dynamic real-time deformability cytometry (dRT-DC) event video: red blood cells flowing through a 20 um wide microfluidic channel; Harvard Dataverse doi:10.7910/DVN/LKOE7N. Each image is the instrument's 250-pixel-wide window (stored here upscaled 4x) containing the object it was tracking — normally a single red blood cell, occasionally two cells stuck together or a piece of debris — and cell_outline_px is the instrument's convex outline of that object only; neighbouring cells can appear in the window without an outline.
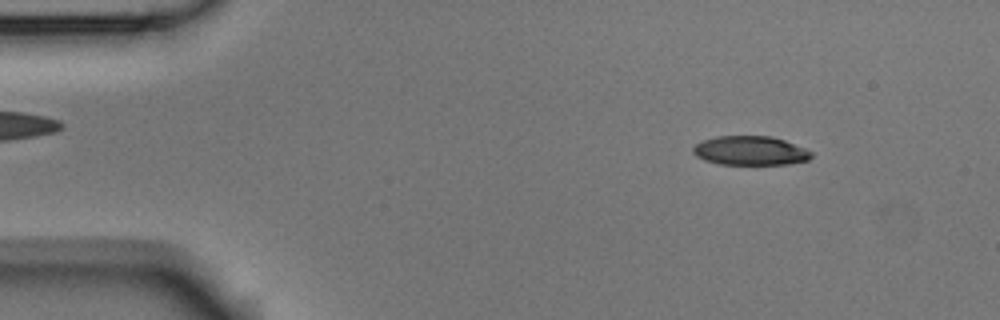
{"species": "Egyptian fruit bat (a non-hibernating species)", "species_latin": "Rousettus aegyptiacus", "temperature_condition": "room temperature", "stored_images_in_passage": 4, "camera_frame_rate_fps": 3000, "um_per_image_px": 0.085, "animal": {"sex": "male"}, "frame": {"image": 1, "passage_image": 2, "time_ms": 0.333, "image_size_px": [1000, 320], "cell_outline_px": [[812, 156], [808, 160], [788, 164], [720, 164], [704, 160], [696, 156], [692, 152], [692, 148], [696, 144], [704, 140], [716, 136], [772, 136], [784, 140], [804, 148], [812, 152]], "centroid_in_image_um": [63.76, 12.8], "position_along_channel_um": 21.2, "area_um2": 20.0}}